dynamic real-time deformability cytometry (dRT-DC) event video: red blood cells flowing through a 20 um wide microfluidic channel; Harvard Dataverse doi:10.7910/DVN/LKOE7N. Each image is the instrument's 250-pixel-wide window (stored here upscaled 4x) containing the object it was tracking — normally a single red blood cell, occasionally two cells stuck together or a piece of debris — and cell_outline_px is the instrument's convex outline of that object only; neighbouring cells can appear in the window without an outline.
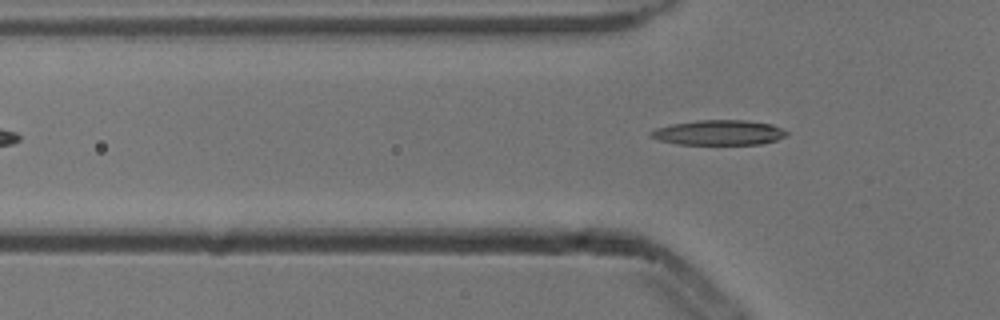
{"species": "common noctule bat (a hibernating species)", "species_latin": "Nyctalus noctula", "temperature_condition": "cold", "stored_images_in_passage": 3, "camera_frame_rate_fps": 3000, "um_per_image_px": 0.085, "animal": {"sex": "male", "body_mass_g": 13.3}, "frame": {"image": 1, "passage_image": 3, "time_ms": 0.667, "image_size_px": [1000, 320], "cell_outline_px": [[788, 136], [776, 140], [760, 144], [676, 144], [660, 140], [648, 136], [648, 132], [656, 128], [672, 124], [696, 120], [744, 120], [772, 124], [788, 132]], "centroid_in_image_um": [61.09, 11.27], "position_along_channel_um": 64.7, "area_um2": 19.83}}